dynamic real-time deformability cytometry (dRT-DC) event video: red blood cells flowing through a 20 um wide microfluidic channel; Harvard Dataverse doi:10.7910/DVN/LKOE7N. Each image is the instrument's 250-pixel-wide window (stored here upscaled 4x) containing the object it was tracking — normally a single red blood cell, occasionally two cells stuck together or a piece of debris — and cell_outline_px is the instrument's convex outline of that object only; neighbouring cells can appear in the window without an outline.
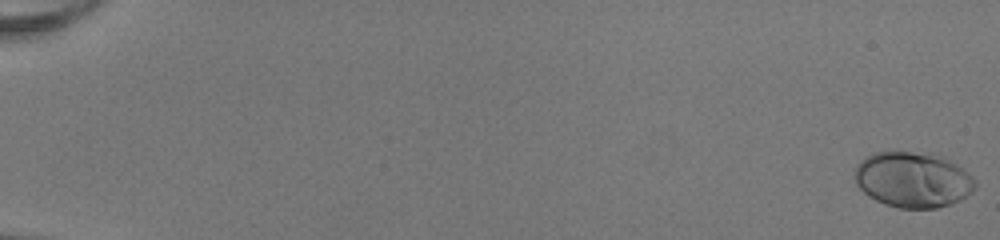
{"species": "human", "species_latin": "Homo sapiens", "temperature_condition": "room temperature", "stored_images_in_passage": 53, "camera_frame_rate_fps": 3000, "um_per_image_px": 0.085, "donor": {"sex": "female"}, "frame": {"image": 1, "passage_image": 1, "time_ms": 0.0, "image_size_px": [1000, 240], "cell_outline_px": [[976, 188], [960, 200], [936, 208], [896, 208], [884, 204], [868, 196], [856, 184], [852, 176], [856, 164], [864, 156], [872, 152], [892, 148], [932, 152], [956, 164], [972, 176], [976, 180]], "centroid_in_image_um": [77.52, 15.21], "position_along_channel_um": 7.5, "area_um2": 40.29}}
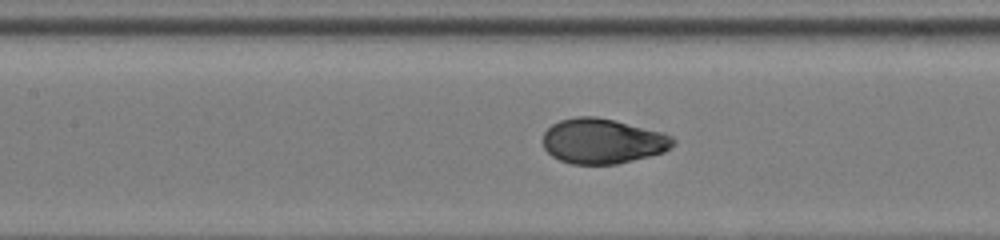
{"frame": {"image": 2, "passage_image": 27, "time_ms": 8.667, "image_size_px": [1000, 240], "cell_outline_px": [[676, 144], [664, 152], [616, 164], [572, 164], [560, 160], [552, 156], [544, 148], [544, 132], [552, 124], [560, 120], [576, 116], [596, 116], [616, 120], [660, 132], [672, 136], [676, 140]], "centroid_in_image_um": [51.22, 11.99], "position_along_channel_um": 156.2, "area_um2": 34.16}}
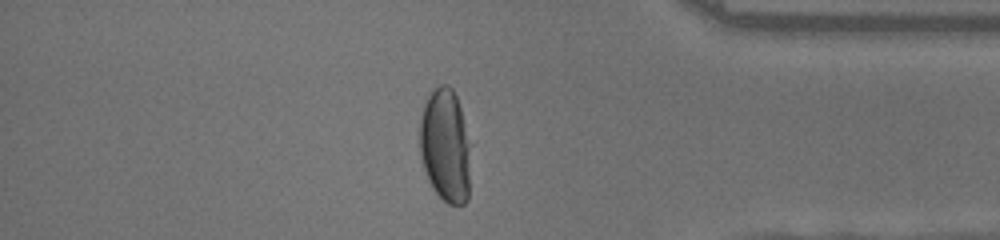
{"frame": {"image": 3, "passage_image": 46, "time_ms": 15.0, "image_size_px": [1000, 240], "cell_outline_px": [[468, 200], [464, 204], [448, 204], [432, 188], [428, 180], [420, 156], [420, 120], [424, 104], [428, 96], [440, 84], [448, 84], [452, 88], [456, 96], [460, 108], [468, 148]], "centroid_in_image_um": [37.81, 12.39], "position_along_channel_um": 397.4, "area_um2": 32.83}, "authors_computed_cell_mechanics": {"area_um2": 35.0268, "velocity_mm_per_s": 4.0756, "shape_relaxation_time_tau1_ms": 3.2449, "shape_relaxation_time_tau2_ms": null, "deformation_change_tau1": 0.2053, "deformation_change_tau2": null}}